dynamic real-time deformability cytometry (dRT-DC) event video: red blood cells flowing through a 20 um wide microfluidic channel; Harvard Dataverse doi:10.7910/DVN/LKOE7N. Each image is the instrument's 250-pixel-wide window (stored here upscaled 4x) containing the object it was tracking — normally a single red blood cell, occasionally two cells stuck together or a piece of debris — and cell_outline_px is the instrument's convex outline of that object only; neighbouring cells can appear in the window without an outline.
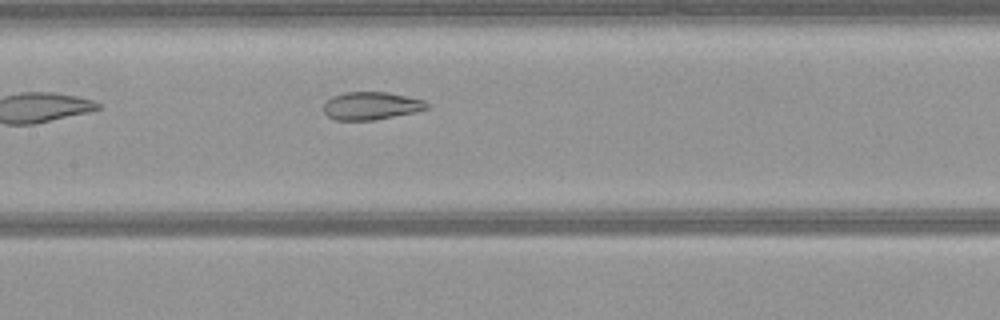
{"species": "common noctule bat (a hibernating species)", "species_latin": "Nyctalus noctula", "temperature_condition": "warm", "stored_images_in_passage": 15, "camera_frame_rate_fps": 3000, "um_per_image_px": 0.085, "animal": {"sex": "female", "body_mass_g": 21.9}, "frame": {"image": 1, "passage_image": 9, "time_ms": 2.667, "image_size_px": [1000, 320], "cell_outline_px": [[428, 108], [416, 112], [372, 120], [336, 120], [328, 116], [324, 112], [324, 104], [332, 96], [344, 92], [388, 92], [408, 96], [424, 100], [428, 104]], "centroid_in_image_um": [31.56, 8.98], "position_along_channel_um": 175.8, "area_um2": 16.7}}
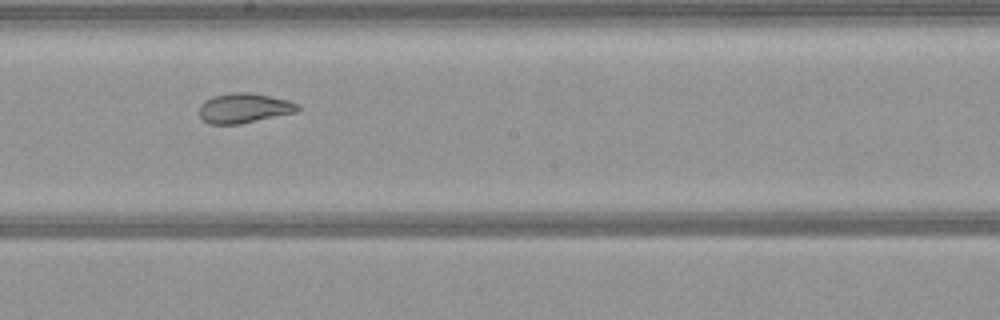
{"frame": {"image": 2, "passage_image": 13, "time_ms": 4.0, "image_size_px": [1000, 320], "cell_outline_px": [[300, 108], [296, 112], [240, 124], [208, 124], [200, 116], [200, 104], [204, 100], [212, 96], [232, 92], [248, 92], [288, 100], [300, 104]], "centroid_in_image_um": [20.73, 9.18], "position_along_channel_um": 227.5, "area_um2": 17.11}}